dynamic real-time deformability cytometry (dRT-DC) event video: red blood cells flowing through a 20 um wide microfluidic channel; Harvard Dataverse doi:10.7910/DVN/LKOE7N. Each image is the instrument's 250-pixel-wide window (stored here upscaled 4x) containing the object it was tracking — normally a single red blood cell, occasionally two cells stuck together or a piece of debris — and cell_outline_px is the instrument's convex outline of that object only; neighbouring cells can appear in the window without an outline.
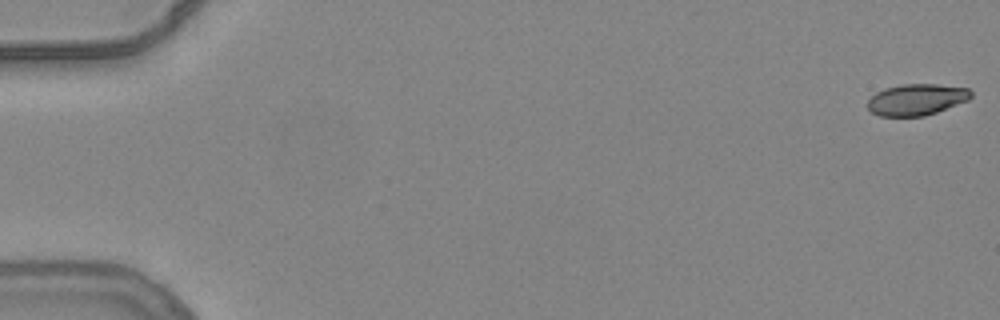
{"species": "common noctule bat (a hibernating species)", "species_latin": "Nyctalus noctula", "temperature_condition": "warm", "stored_images_in_passage": 12, "camera_frame_rate_fps": 3000, "um_per_image_px": 0.085, "animal": {"sex": "female", "body_mass_g": 24.6, "forearm_length_mm": 56.2}, "frame": {"image": 1, "passage_image": 1, "time_ms": 0.0, "image_size_px": [1000, 320], "cell_outline_px": [[972, 96], [968, 100], [936, 112], [924, 116], [880, 116], [872, 112], [868, 108], [868, 100], [876, 92], [884, 88], [900, 84], [936, 84], [968, 88], [972, 92]], "centroid_in_image_um": [77.9, 8.45], "position_along_channel_um": 7.1, "area_um2": 18.84}}